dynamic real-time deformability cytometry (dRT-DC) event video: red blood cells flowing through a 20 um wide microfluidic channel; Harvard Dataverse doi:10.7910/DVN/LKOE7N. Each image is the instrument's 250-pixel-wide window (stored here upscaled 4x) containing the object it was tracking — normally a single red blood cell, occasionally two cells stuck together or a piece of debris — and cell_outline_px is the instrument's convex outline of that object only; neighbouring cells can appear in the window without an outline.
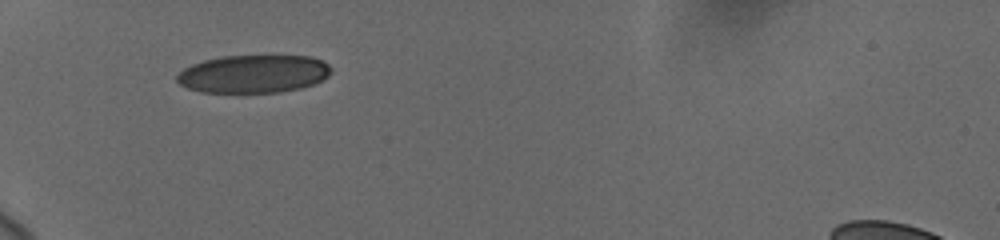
{"species": "human", "species_latin": "Homo sapiens", "temperature_condition": "cold", "stored_images_in_passage": 2, "camera_frame_rate_fps": 3000, "um_per_image_px": 0.085, "donor": {"sex": "female"}, "frame": {"image": 1, "passage_image": 1, "time_ms": 0.0, "image_size_px": [1000, 240], "cell_outline_px": [[332, 72], [328, 76], [312, 84], [300, 88], [280, 92], [200, 92], [188, 88], [180, 84], [176, 80], [176, 76], [184, 68], [192, 64], [204, 60], [224, 56], [308, 56], [320, 60], [328, 64], [332, 68]], "centroid_in_image_um": [21.53, 6.28], "position_along_channel_um": 63.5, "area_um2": 33.93}}